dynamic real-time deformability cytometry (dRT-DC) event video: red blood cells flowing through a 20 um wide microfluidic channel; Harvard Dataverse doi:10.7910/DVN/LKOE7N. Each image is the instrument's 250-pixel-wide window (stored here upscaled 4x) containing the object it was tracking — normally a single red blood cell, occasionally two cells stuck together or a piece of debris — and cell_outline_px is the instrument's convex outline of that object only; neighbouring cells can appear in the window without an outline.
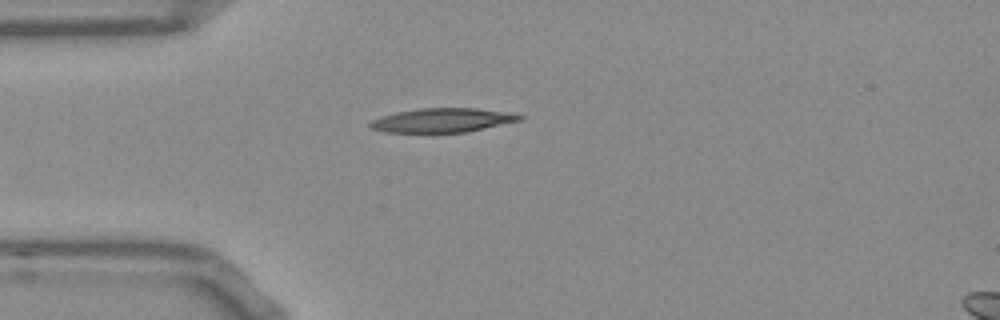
{"species": "Egyptian fruit bat (a non-hibernating species)", "species_latin": "Rousettus aegyptiacus", "temperature_condition": "room temperature", "stored_images_in_passage": 30, "camera_frame_rate_fps": 3000, "um_per_image_px": 0.085, "frame": {"image": 1, "passage_image": 1, "time_ms": 0.0, "image_size_px": [1000, 320], "cell_outline_px": [[524, 120], [464, 132], [384, 132], [368, 128], [368, 124], [372, 120], [380, 116], [396, 112], [420, 108], [476, 108], [516, 112], [524, 116]], "centroid_in_image_um": [37.65, 10.21], "position_along_channel_um": 47.4, "area_um2": 21.27}}
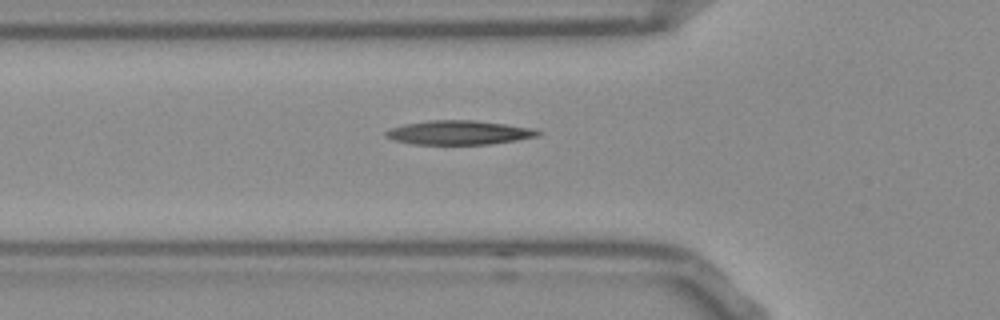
{"frame": {"image": 2, "passage_image": 5, "time_ms": 1.333, "image_size_px": [1000, 320], "cell_outline_px": [[544, 132], [540, 136], [492, 144], [412, 144], [396, 140], [384, 136], [384, 132], [392, 128], [404, 124], [428, 120], [476, 120], [536, 128]], "centroid_in_image_um": [39.09, 11.26], "position_along_channel_um": 86.7, "area_um2": 21.56}}
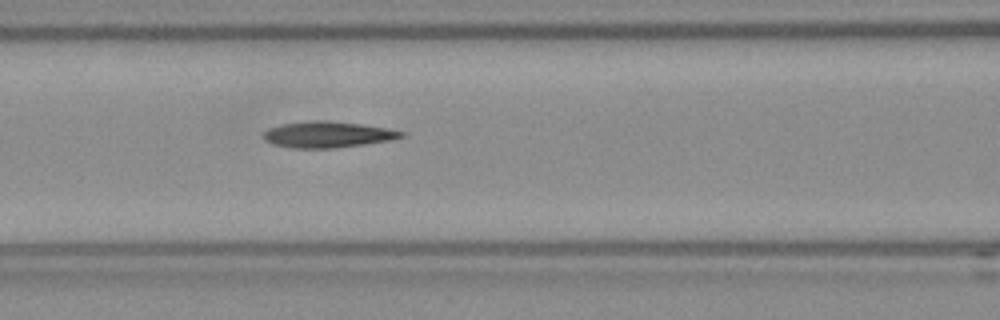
{"frame": {"image": 3, "passage_image": 9, "time_ms": 2.667, "image_size_px": [1000, 320], "cell_outline_px": [[404, 136], [388, 140], [364, 144], [332, 148], [292, 148], [272, 144], [264, 140], [260, 136], [268, 128], [280, 124], [308, 120], [328, 120], [364, 124], [388, 128], [404, 132]], "centroid_in_image_um": [27.78, 11.42], "position_along_channel_um": 138.8, "area_um2": 21.21}, "authors_computed_cell_mechanics": {"area_um2": 20.7213, "velocity_mm_per_s": 3.8108, "shape_relaxation_time_tau1_ms": null, "shape_relaxation_time_tau2_ms": 9.374, "deformation_change_tau1": null, "deformation_change_tau2": 0.2458}}